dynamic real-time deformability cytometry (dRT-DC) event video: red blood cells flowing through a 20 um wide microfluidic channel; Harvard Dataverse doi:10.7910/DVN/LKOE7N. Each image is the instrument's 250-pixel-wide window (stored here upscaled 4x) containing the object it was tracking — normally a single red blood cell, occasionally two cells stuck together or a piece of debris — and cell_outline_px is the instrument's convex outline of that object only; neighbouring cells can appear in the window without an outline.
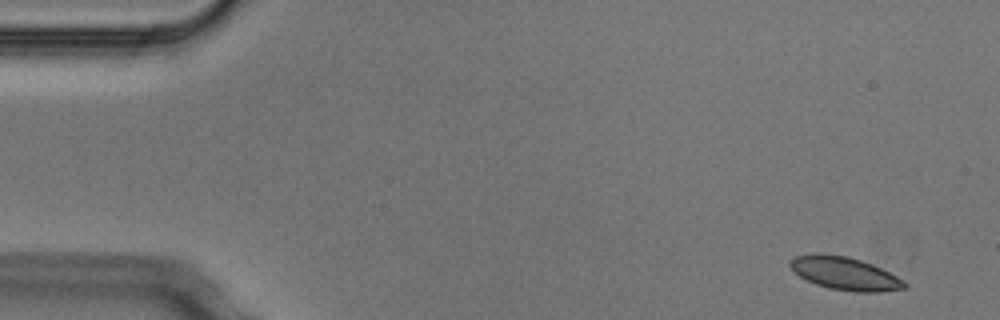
{"species": "Egyptian fruit bat (a non-hibernating species)", "species_latin": "Rousettus aegyptiacus", "temperature_condition": "cold", "stored_images_in_passage": 10, "camera_frame_rate_fps": 3000, "um_per_image_px": 0.085, "animal": {"sex": "male"}, "frame": {"image": 1, "passage_image": 1, "time_ms": 0.0, "image_size_px": [1000, 320], "cell_outline_px": [[908, 288], [880, 292], [856, 292], [828, 288], [816, 284], [800, 276], [788, 264], [796, 256], [816, 252], [820, 252], [848, 256], [872, 264], [904, 280], [908, 284]], "centroid_in_image_um": [71.84, 23.24], "position_along_channel_um": 13.2, "area_um2": 22.02}}
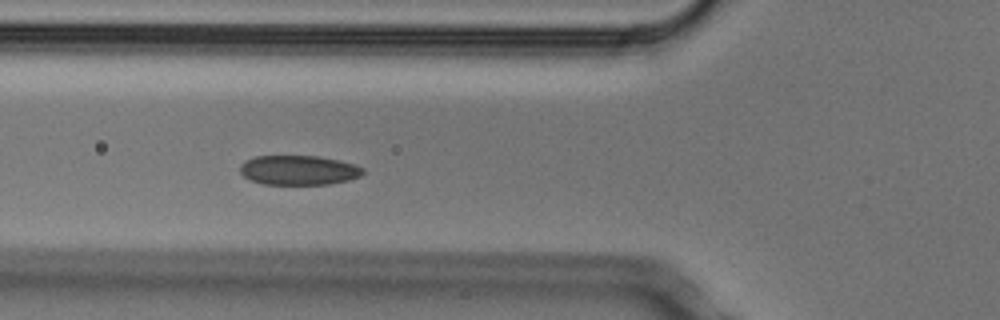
{"frame": {"image": 2, "passage_image": 5, "time_ms": 1.333, "image_size_px": [1000, 320], "cell_outline_px": [[364, 172], [360, 176], [348, 180], [328, 184], [264, 184], [252, 180], [244, 176], [240, 172], [240, 164], [244, 160], [256, 156], [320, 156], [340, 160], [364, 168]], "centroid_in_image_um": [25.38, 14.45], "position_along_channel_um": 100.4, "area_um2": 21.15}}
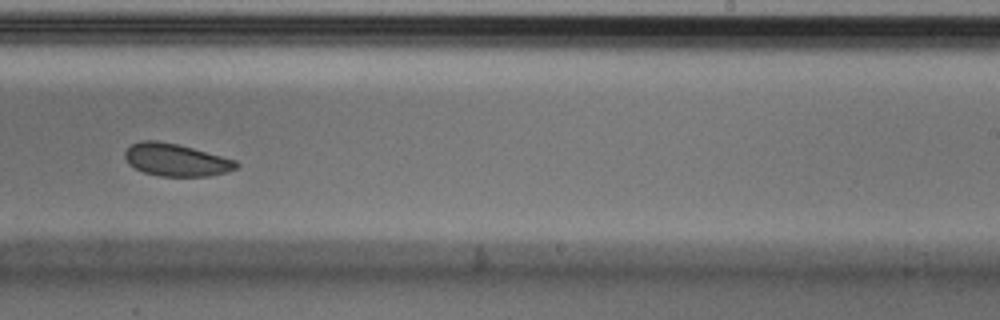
{"frame": {"image": 3, "passage_image": 9, "time_ms": 2.667, "image_size_px": [1000, 320], "cell_outline_px": [[240, 164], [236, 168], [228, 172], [212, 176], [160, 176], [144, 172], [128, 164], [124, 156], [124, 152], [132, 144], [140, 140], [156, 140], [176, 144], [192, 148], [236, 160]], "centroid_in_image_um": [14.96, 13.6], "position_along_channel_um": 274.0, "area_um2": 21.04}}